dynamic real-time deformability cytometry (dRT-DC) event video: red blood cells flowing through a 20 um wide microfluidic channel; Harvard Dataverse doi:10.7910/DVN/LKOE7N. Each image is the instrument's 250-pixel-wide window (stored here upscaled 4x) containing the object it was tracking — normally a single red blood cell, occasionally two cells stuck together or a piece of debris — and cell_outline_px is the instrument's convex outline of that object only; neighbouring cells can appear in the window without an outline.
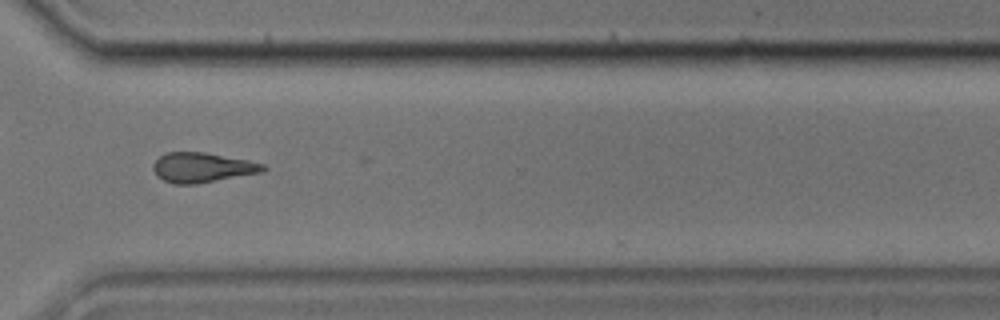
{"species": "common noctule bat (a hibernating species)", "species_latin": "Nyctalus noctula", "temperature_condition": "cold", "stored_images_in_passage": 43, "camera_frame_rate_fps": 3000, "um_per_image_px": 0.085, "animal": {"sex": "male", "body_mass_g": 17.9}, "frame": {"image": 1, "passage_image": 30, "time_ms": 9.667, "image_size_px": [1000, 320], "cell_outline_px": [[268, 168], [264, 172], [196, 184], [172, 184], [156, 176], [152, 168], [152, 164], [160, 156], [168, 152], [204, 152], [248, 160], [264, 164]], "centroid_in_image_um": [17.19, 14.24], "position_along_channel_um": 353.4, "area_um2": 19.25}, "authors_computed_cell_mechanics": {"area_um2": 19.1896, "velocity_mm_per_s": 3.4801, "shape_relaxation_time_tau1_ms": 3.6887, "shape_relaxation_time_tau2_ms": 5.3107, "deformation_change_tau1": 0.1221, "deformation_change_tau2": 0.1529}}